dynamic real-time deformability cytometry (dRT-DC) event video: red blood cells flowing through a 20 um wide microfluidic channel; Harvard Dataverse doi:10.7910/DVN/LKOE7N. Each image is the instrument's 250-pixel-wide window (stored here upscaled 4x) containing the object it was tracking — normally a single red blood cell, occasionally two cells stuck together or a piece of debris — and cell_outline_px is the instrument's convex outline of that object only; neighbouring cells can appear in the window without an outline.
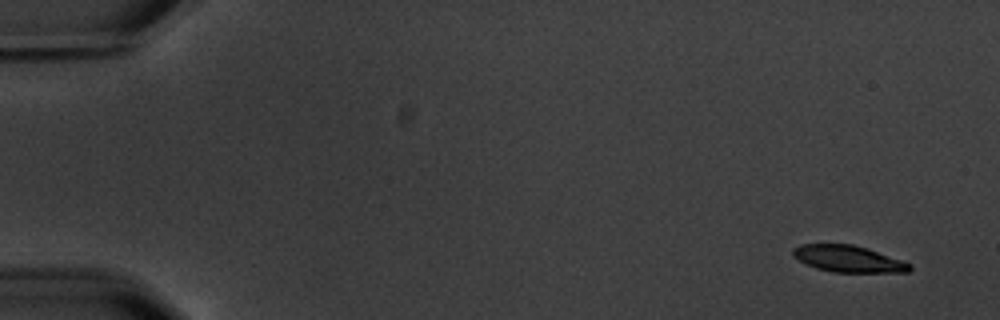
{"species": "common noctule bat (a hibernating species)", "species_latin": "Nyctalus noctula", "temperature_condition": "warm", "stored_images_in_passage": 6, "segment_of_instrument_passage": [2, 2], "camera_frame_rate_fps": 3000, "um_per_image_px": 0.085, "animal": {"sex": "male", "body_mass_g": 20.1, "forearm_length_mm": 53.5}, "frame": {"image": 1, "passage_image": 6, "time_ms": 6.667, "image_size_px": [1000, 320], "cell_outline_px": [[912, 268], [908, 272], [836, 272], [816, 268], [792, 256], [792, 248], [800, 244], [852, 244], [868, 248], [912, 264]], "centroid_in_image_um": [72.1, 21.99], "position_along_channel_um": 12.9, "area_um2": 18.03}}